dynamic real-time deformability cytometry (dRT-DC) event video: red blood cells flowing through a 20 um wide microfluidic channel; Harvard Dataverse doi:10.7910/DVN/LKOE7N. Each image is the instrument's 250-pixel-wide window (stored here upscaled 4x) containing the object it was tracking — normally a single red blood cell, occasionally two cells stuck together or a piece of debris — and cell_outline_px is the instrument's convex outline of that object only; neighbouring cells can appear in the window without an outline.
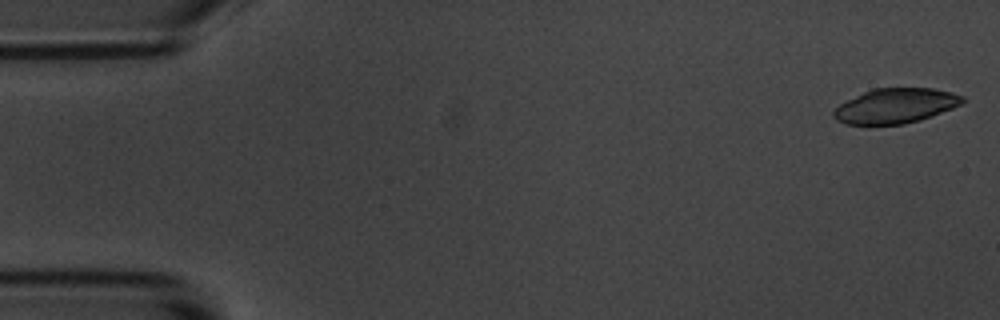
{"species": "common noctule bat (a hibernating species)", "species_latin": "Nyctalus noctula", "temperature_condition": "room temperature", "stored_images_in_passage": 7, "camera_frame_rate_fps": 3000, "um_per_image_px": 0.085, "animal": {"sex": "male", "body_mass_g": 20.1, "forearm_length_mm": 53.5}, "frame": {"image": 1, "passage_image": 1, "time_ms": 0.0, "image_size_px": [1000, 320], "cell_outline_px": [[964, 100], [960, 104], [952, 108], [932, 116], [920, 120], [904, 124], [868, 128], [844, 124], [836, 120], [832, 116], [832, 112], [840, 104], [872, 88], [932, 88], [952, 92], [964, 96]], "centroid_in_image_um": [76.05, 9.05], "position_along_channel_um": 8.9, "area_um2": 26.93}}
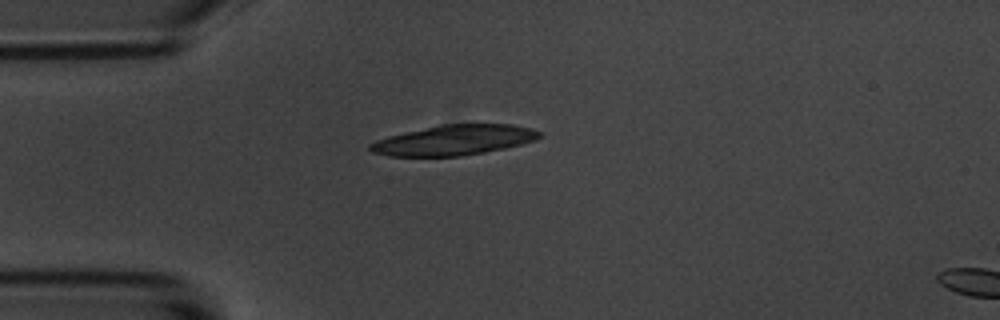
{"frame": {"image": 2, "passage_image": 5, "time_ms": 4.333, "image_size_px": [1000, 320], "cell_outline_px": [[540, 136], [536, 140], [504, 148], [484, 152], [460, 156], [388, 156], [372, 152], [368, 148], [368, 144], [376, 140], [388, 136], [404, 132], [440, 124], [512, 124], [532, 128], [540, 132]], "centroid_in_image_um": [38.56, 11.9], "position_along_channel_um": 46.4, "area_um2": 29.77}}